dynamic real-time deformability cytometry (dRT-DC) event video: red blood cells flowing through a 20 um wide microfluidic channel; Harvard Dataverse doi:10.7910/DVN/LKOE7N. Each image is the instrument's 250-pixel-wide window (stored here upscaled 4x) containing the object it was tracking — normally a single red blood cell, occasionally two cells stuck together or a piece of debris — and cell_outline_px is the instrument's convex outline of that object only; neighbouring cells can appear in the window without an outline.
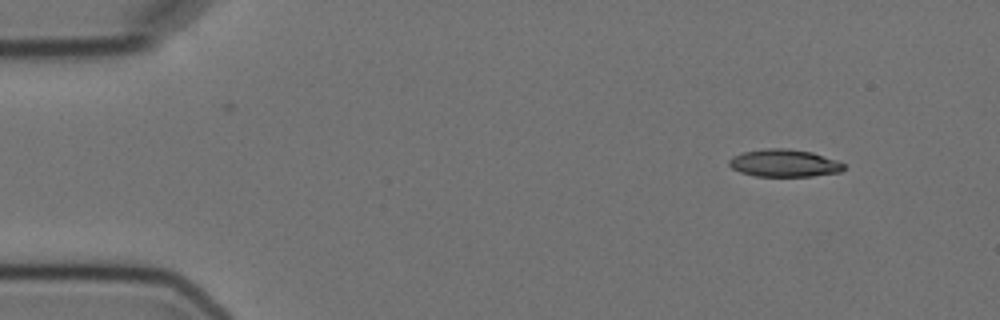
{"species": "Egyptian fruit bat (a non-hibernating species)", "species_latin": "Rousettus aegyptiacus", "temperature_condition": "cold", "stored_images_in_passage": 3, "camera_frame_rate_fps": 3000, "um_per_image_px": 0.085, "animal": {"sex": "female"}, "frame": {"image": 1, "passage_image": 1, "time_ms": 0.0, "image_size_px": [1000, 320], "cell_outline_px": [[844, 168], [840, 172], [812, 176], [756, 176], [740, 172], [732, 168], [728, 164], [728, 160], [732, 156], [744, 152], [764, 148], [788, 148], [812, 152], [836, 160], [844, 164]], "centroid_in_image_um": [66.63, 13.86], "position_along_channel_um": 18.4, "area_um2": 18.38}}